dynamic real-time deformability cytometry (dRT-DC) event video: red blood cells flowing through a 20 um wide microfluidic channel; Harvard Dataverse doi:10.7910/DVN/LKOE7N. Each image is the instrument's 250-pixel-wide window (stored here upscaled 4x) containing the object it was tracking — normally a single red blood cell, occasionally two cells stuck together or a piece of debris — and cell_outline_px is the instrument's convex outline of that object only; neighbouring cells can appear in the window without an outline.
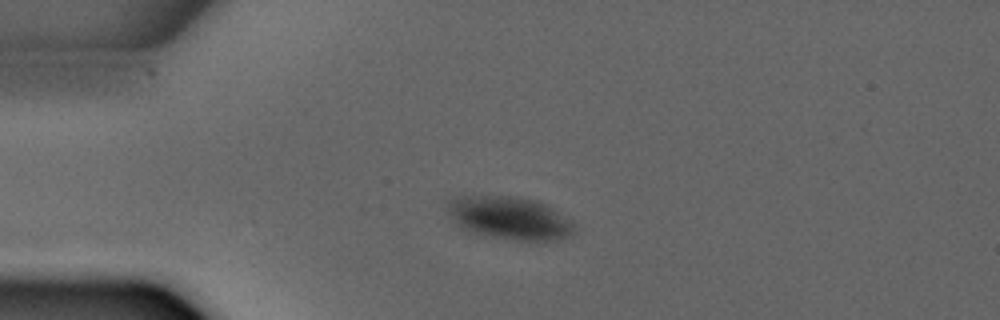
{"species": "common noctule bat (a hibernating species)", "species_latin": "Nyctalus noctula", "temperature_condition": "warm", "stored_images_in_passage": 2, "camera_frame_rate_fps": 3000, "um_per_image_px": 0.085, "animal": {"sex": "male", "forearm_length_mm": 52.5}, "frame": {"image": 1, "passage_image": 1, "time_ms": 0.0, "image_size_px": [1000, 320], "cell_outline_px": [[576, 232], [568, 236], [556, 240], [520, 240], [492, 236], [468, 232], [460, 228], [452, 216], [448, 208], [448, 200], [456, 196], [512, 196], [536, 200], [548, 204], [568, 220], [572, 224]], "centroid_in_image_um": [43.3, 18.52], "position_along_channel_um": 41.7, "area_um2": 31.33}}